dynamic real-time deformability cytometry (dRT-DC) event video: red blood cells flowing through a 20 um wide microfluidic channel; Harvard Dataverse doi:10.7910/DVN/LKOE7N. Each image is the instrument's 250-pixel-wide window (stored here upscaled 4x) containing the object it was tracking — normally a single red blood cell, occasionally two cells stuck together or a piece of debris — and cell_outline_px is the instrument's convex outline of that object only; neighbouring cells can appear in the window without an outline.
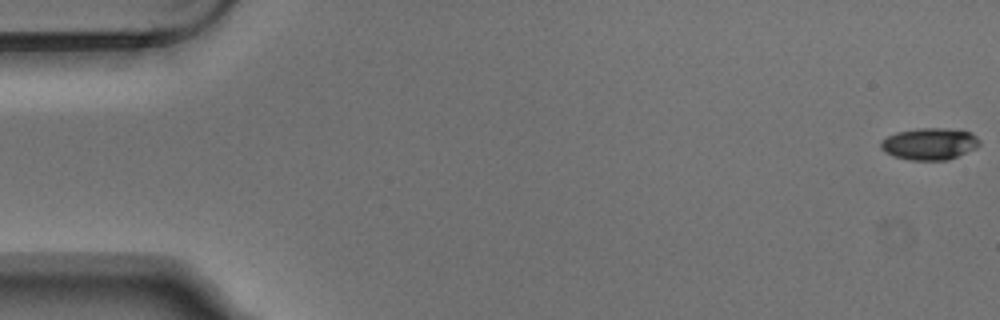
{"species": "Egyptian fruit bat (a non-hibernating species)", "species_latin": "Rousettus aegyptiacus", "temperature_condition": "warm", "stored_images_in_passage": 7, "camera_frame_rate_fps": 3000, "um_per_image_px": 0.085, "animal": {"sex": "male"}, "frame": {"image": 1, "passage_image": 1, "time_ms": 0.0, "image_size_px": [1000, 320], "cell_outline_px": [[980, 144], [976, 148], [948, 160], [912, 160], [892, 156], [884, 152], [880, 148], [880, 140], [896, 132], [920, 128], [948, 128], [972, 132], [980, 140]], "centroid_in_image_um": [79.0, 12.22], "position_along_channel_um": 6.0, "area_um2": 18.5}}
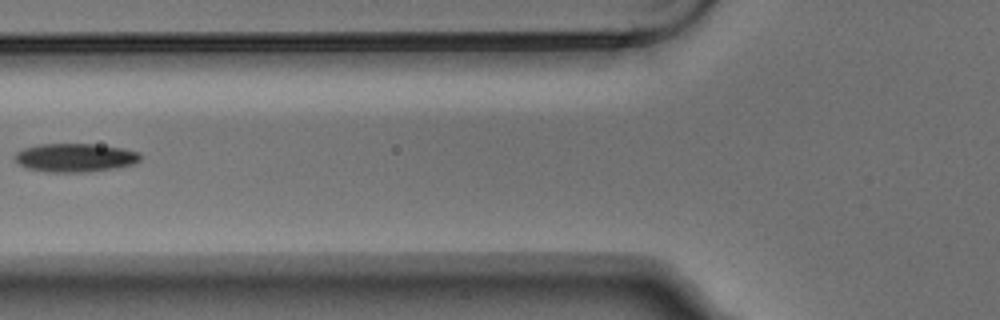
{"frame": {"image": 2, "passage_image": 6, "time_ms": 1.667, "image_size_px": [1000, 320], "cell_outline_px": [[140, 160], [132, 164], [112, 168], [84, 172], [48, 172], [24, 168], [12, 156], [16, 152], [24, 148], [40, 144], [92, 144], [124, 148], [140, 152]], "centroid_in_image_um": [6.34, 13.39], "position_along_channel_um": 119.5, "area_um2": 20.81}}
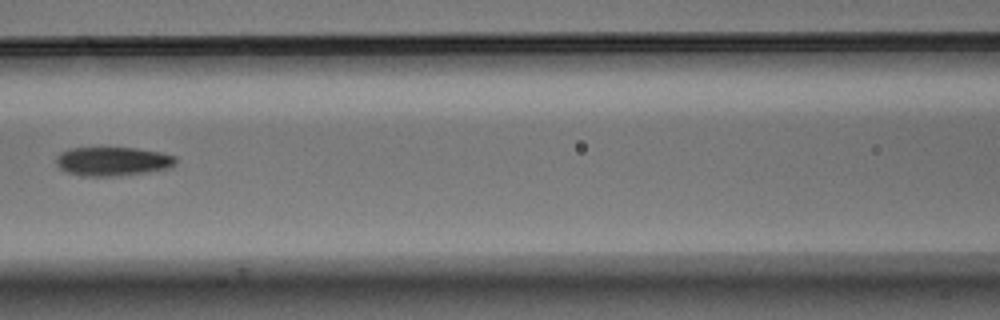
{"frame": {"image": 3, "passage_image": 7, "time_ms": 2.0, "image_size_px": [1000, 320], "cell_outline_px": [[176, 164], [172, 168], [148, 172], [120, 176], [80, 176], [68, 172], [60, 168], [56, 164], [56, 156], [60, 152], [68, 148], [136, 148], [160, 152], [176, 156]], "centroid_in_image_um": [9.6, 13.72], "position_along_channel_um": 157.0, "area_um2": 20.4}}